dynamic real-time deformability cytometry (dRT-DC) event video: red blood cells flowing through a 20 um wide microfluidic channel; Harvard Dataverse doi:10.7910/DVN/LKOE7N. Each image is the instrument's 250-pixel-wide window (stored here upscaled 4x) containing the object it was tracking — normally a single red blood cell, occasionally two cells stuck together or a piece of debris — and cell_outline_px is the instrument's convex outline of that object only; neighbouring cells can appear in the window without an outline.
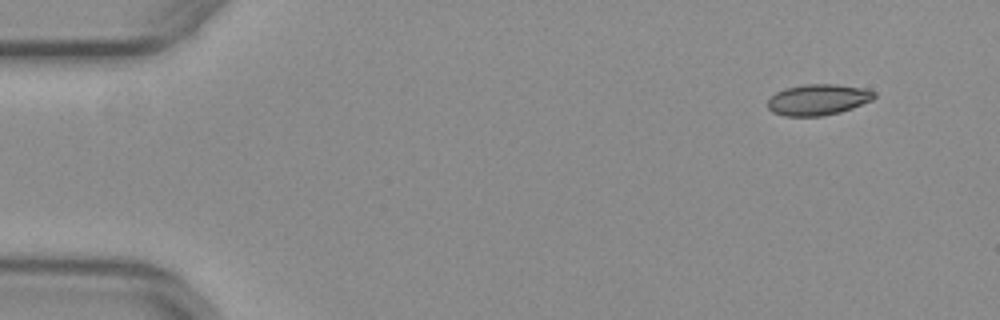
{"species": "common noctule bat (a hibernating species)", "species_latin": "Nyctalus noctula", "temperature_condition": "warm", "stored_images_in_passage": 11, "camera_frame_rate_fps": 3000, "um_per_image_px": 0.085, "animal": {"sex": "female", "body_mass_g": 29.2, "forearm_length_mm": 56.3}, "frame": {"image": 1, "passage_image": 1, "time_ms": 0.0, "image_size_px": [1000, 320], "cell_outline_px": [[876, 96], [872, 100], [852, 108], [840, 112], [820, 116], [784, 116], [772, 112], [768, 108], [768, 100], [776, 92], [784, 88], [804, 84], [836, 84], [864, 88], [876, 92]], "centroid_in_image_um": [69.53, 8.46], "position_along_channel_um": 15.5, "area_um2": 19.31}}